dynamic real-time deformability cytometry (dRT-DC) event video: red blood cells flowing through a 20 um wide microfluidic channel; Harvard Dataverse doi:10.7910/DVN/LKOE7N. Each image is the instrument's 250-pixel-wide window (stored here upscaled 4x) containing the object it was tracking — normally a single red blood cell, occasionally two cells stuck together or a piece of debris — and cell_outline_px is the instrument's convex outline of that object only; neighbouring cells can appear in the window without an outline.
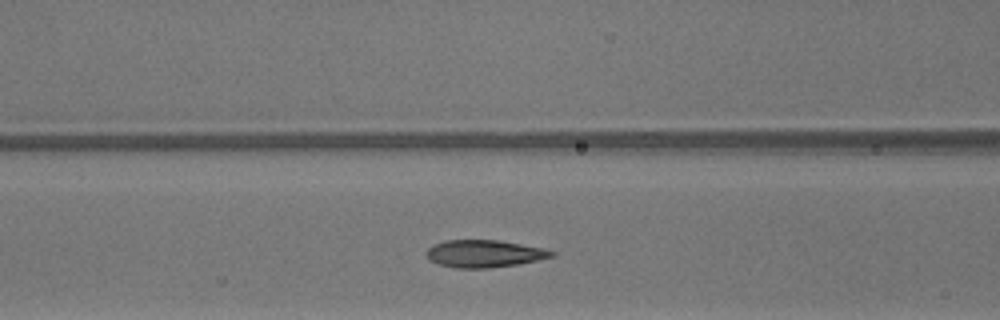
{"species": "common noctule bat (a hibernating species)", "species_latin": "Nyctalus noctula", "temperature_condition": "warm", "stored_images_in_passage": 39, "camera_frame_rate_fps": 3000, "um_per_image_px": 0.085, "animal": {"sex": "male", "body_mass_g": 13.3}, "frame": {"image": 1, "passage_image": 21, "time_ms": 6.667, "image_size_px": [1000, 320], "cell_outline_px": [[556, 252], [552, 256], [536, 260], [516, 264], [488, 268], [456, 268], [440, 264], [432, 260], [424, 252], [432, 244], [444, 240], [500, 240], [544, 248]], "centroid_in_image_um": [41.14, 21.54], "position_along_channel_um": 125.5, "area_um2": 19.83}}
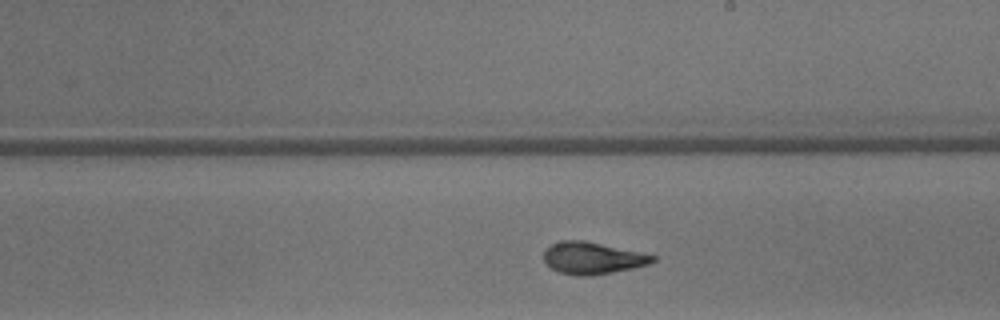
{"frame": {"image": 2, "passage_image": 29, "time_ms": 9.333, "image_size_px": [1000, 320], "cell_outline_px": [[656, 260], [648, 264], [632, 268], [592, 276], [580, 276], [560, 272], [552, 268], [544, 260], [544, 248], [552, 244], [564, 240], [584, 240], [656, 256]], "centroid_in_image_um": [50.33, 21.93], "position_along_channel_um": 238.7, "area_um2": 20.0}}
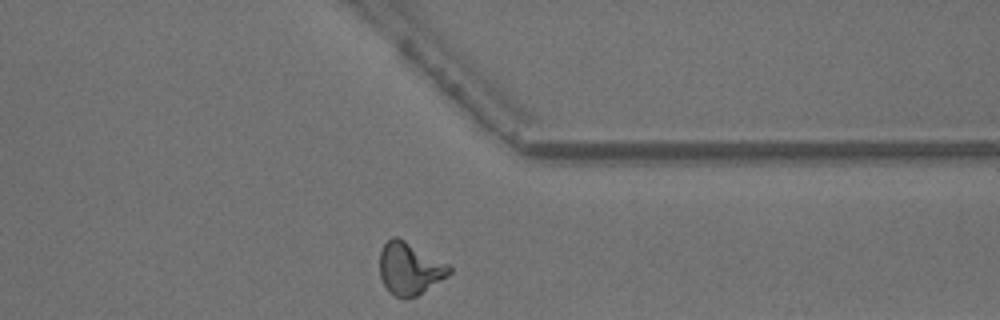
{"frame": {"image": 3, "passage_image": 39, "time_ms": 12.667, "image_size_px": [1000, 320], "cell_outline_px": [[452, 272], [448, 276], [416, 296], [404, 300], [388, 292], [380, 276], [380, 252], [384, 244], [392, 236], [396, 236], [452, 264]], "centroid_in_image_um": [34.85, 22.83], "position_along_channel_um": 376.5, "area_um2": 21.5}, "authors_computed_cell_mechanics": {"area_um2": 20.23, "velocity_mm_per_s": 4.2456, "shape_relaxation_time_tau1_ms": 3.7421, "shape_relaxation_time_tau2_ms": 0.9932, "deformation_change_tau1": 0.185, "deformation_change_tau2": 0.0853}}